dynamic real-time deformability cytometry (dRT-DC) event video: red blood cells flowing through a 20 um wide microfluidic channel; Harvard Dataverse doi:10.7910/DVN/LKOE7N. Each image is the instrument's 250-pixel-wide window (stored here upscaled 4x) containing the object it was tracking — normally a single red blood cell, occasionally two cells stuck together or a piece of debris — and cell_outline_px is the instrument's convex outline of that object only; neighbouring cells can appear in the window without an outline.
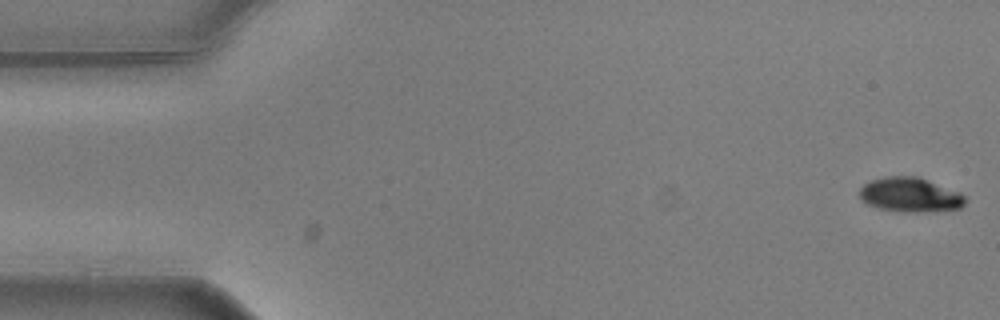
{"species": "common noctule bat (a hibernating species)", "species_latin": "Nyctalus noctula", "temperature_condition": "warm", "stored_images_in_passage": 15, "camera_frame_rate_fps": 3000, "um_per_image_px": 0.085, "animal": {"sex": "male", "body_mass_g": 20.5, "forearm_length_mm": 52.5}, "frame": {"image": 1, "passage_image": 1, "time_ms": 0.0, "image_size_px": [1000, 320], "cell_outline_px": [[968, 200], [960, 208], [916, 212], [904, 212], [880, 208], [864, 204], [860, 200], [860, 188], [864, 184], [872, 180], [884, 176], [920, 176], [960, 192]], "centroid_in_image_um": [77.35, 16.54], "position_along_channel_um": 7.6, "area_um2": 21.39}}
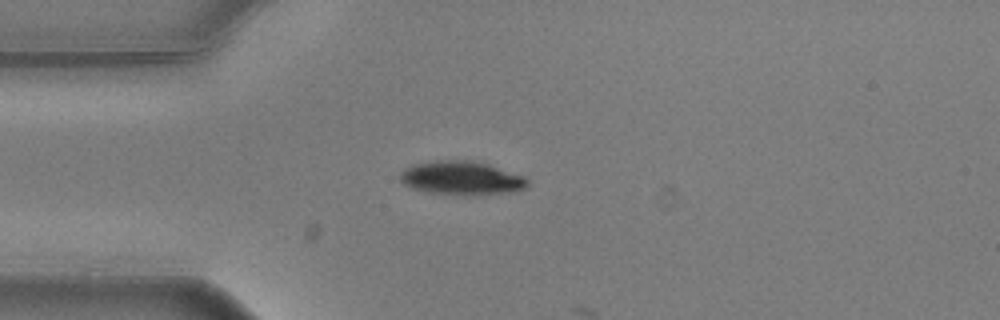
{"frame": {"image": 2, "passage_image": 14, "time_ms": 4.333, "image_size_px": [1000, 320], "cell_outline_px": [[528, 188], [512, 192], [476, 196], [468, 196], [432, 192], [412, 188], [404, 184], [400, 180], [400, 172], [404, 168], [412, 164], [436, 160], [472, 160], [488, 164], [524, 176], [528, 180]], "centroid_in_image_um": [39.26, 15.14], "position_along_channel_um": 45.7, "area_um2": 25.37}}